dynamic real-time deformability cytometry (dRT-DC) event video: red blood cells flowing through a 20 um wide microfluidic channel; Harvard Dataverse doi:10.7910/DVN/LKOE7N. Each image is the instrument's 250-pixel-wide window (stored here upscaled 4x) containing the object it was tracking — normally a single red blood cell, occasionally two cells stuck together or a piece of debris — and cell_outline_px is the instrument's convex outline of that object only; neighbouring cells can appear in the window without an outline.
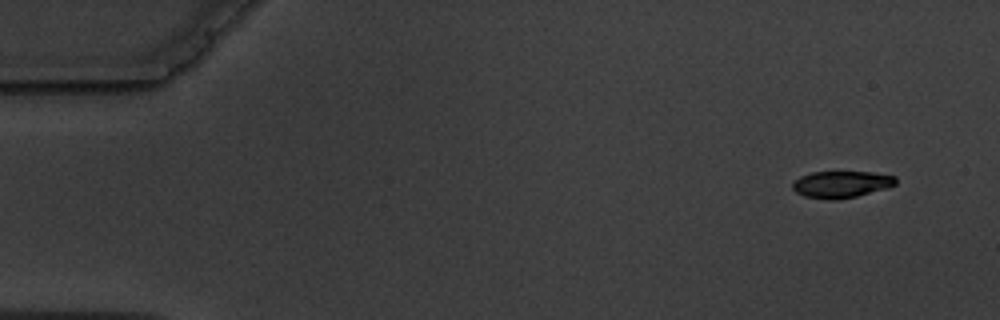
{"species": "common noctule bat (a hibernating species)", "species_latin": "Nyctalus noctula", "temperature_condition": "warm", "stored_images_in_passage": 5, "segment_of_instrument_passage": [1, 2], "camera_frame_rate_fps": 3000, "um_per_image_px": 0.085, "animal": {"sex": "male", "body_mass_g": 19.5, "forearm_length_mm": 54.6}, "frame": {"image": 1, "passage_image": 1, "time_ms": 0.0, "image_size_px": [1000, 320], "cell_outline_px": [[896, 184], [888, 188], [856, 196], [836, 200], [828, 200], [804, 196], [796, 192], [792, 188], [792, 184], [800, 176], [812, 172], [872, 172], [896, 176]], "centroid_in_image_um": [71.52, 15.67], "position_along_channel_um": 13.5, "area_um2": 16.13}}
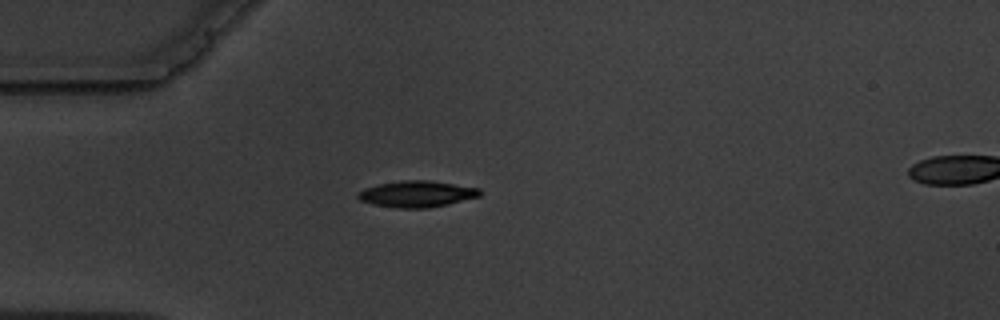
{"frame": {"image": 2, "passage_image": 4, "time_ms": 4.0, "image_size_px": [1000, 320], "cell_outline_px": [[480, 196], [448, 204], [428, 208], [396, 208], [372, 204], [360, 200], [356, 196], [356, 192], [364, 188], [380, 184], [400, 180], [428, 180], [480, 188]], "centroid_in_image_um": [35.39, 16.49], "position_along_channel_um": 49.6, "area_um2": 18.73}}